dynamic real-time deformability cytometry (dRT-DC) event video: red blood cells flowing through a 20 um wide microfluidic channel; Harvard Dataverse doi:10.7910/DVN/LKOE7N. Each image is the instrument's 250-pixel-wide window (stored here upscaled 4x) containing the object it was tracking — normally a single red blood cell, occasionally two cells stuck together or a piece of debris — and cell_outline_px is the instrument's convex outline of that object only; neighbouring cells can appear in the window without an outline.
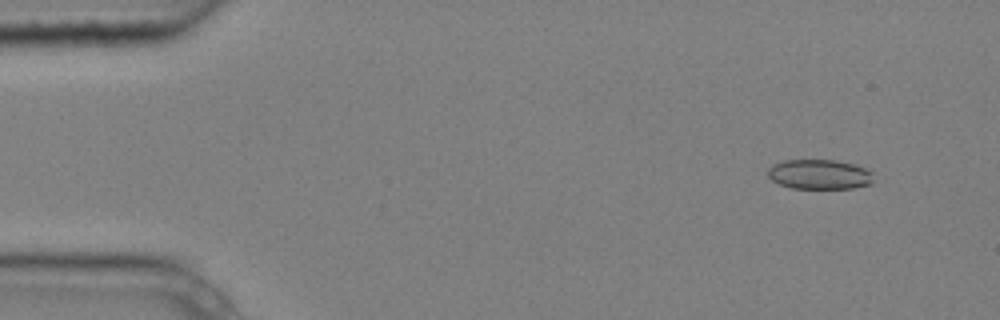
{"species": "common noctule bat (a hibernating species)", "species_latin": "Nyctalus noctula", "temperature_condition": "cold", "stored_images_in_passage": 4, "camera_frame_rate_fps": 3000, "um_per_image_px": 0.085, "animal": {"sex": "male", "body_mass_g": 20.4}, "frame": {"image": 1, "passage_image": 1, "time_ms": 0.0, "image_size_px": [1000, 320], "cell_outline_px": [[872, 184], [852, 188], [792, 188], [780, 184], [772, 180], [768, 176], [768, 168], [772, 164], [784, 160], [836, 160], [852, 164], [864, 168], [872, 172]], "centroid_in_image_um": [69.63, 14.82], "position_along_channel_um": 15.4, "area_um2": 18.26}}
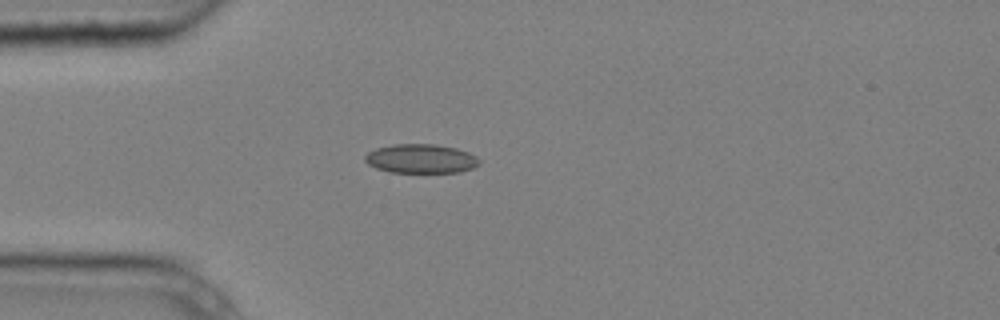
{"frame": {"image": 2, "passage_image": 4, "time_ms": 1.0, "image_size_px": [1000, 320], "cell_outline_px": [[480, 164], [472, 168], [460, 172], [388, 172], [376, 168], [368, 164], [364, 160], [364, 156], [368, 152], [376, 148], [392, 144], [436, 144], [456, 148], [468, 152], [476, 156], [480, 160]], "centroid_in_image_um": [35.77, 13.48], "position_along_channel_um": 49.2, "area_um2": 19.48}}